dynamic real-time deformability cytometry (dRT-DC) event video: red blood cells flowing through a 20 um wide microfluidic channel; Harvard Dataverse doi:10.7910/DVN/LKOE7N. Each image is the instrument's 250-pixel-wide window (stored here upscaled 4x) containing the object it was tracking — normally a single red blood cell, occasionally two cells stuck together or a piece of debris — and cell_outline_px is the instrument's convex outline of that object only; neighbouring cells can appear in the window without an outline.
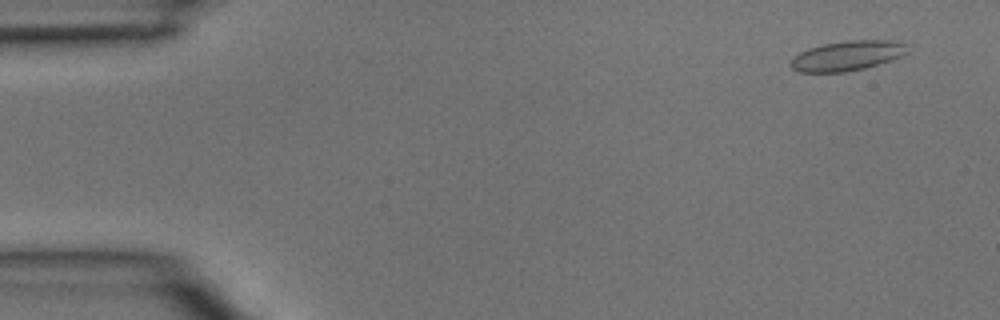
{"species": "common noctule bat (a hibernating species)", "species_latin": "Nyctalus noctula", "temperature_condition": "room temperature", "stored_images_in_passage": 3, "camera_frame_rate_fps": 3000, "um_per_image_px": 0.085, "animal": {"sex": "male", "body_mass_g": 15.6}, "frame": {"image": 1, "passage_image": 1, "time_ms": 0.0, "image_size_px": [1000, 320], "cell_outline_px": [[908, 52], [892, 60], [864, 68], [844, 72], [796, 72], [788, 64], [792, 56], [808, 48], [824, 44], [844, 40], [900, 40], [904, 44]], "centroid_in_image_um": [71.97, 4.73], "position_along_channel_um": 13.0, "area_um2": 20.52}}